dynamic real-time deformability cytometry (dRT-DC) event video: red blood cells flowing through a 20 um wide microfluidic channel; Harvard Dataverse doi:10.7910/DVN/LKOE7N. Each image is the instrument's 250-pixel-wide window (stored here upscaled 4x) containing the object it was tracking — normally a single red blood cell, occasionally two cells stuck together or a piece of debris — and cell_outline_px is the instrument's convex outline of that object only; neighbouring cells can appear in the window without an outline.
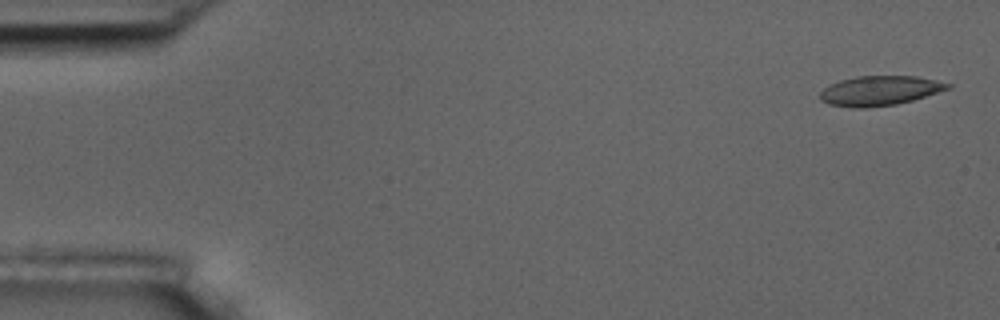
{"species": "common noctule bat (a hibernating species)", "species_latin": "Nyctalus noctula", "temperature_condition": "room temperature", "stored_images_in_passage": 5, "camera_frame_rate_fps": 3000, "um_per_image_px": 0.085, "animal": {"sex": "male", "body_mass_g": 17.5, "forearm_length_mm": 52.3}, "frame": {"image": 1, "passage_image": 1, "time_ms": 0.0, "image_size_px": [1000, 320], "cell_outline_px": [[952, 88], [912, 100], [896, 104], [864, 108], [852, 108], [828, 104], [820, 100], [820, 92], [824, 88], [840, 80], [856, 76], [916, 76], [936, 80], [952, 84]], "centroid_in_image_um": [74.78, 7.71], "position_along_channel_um": 10.2, "area_um2": 22.08}}
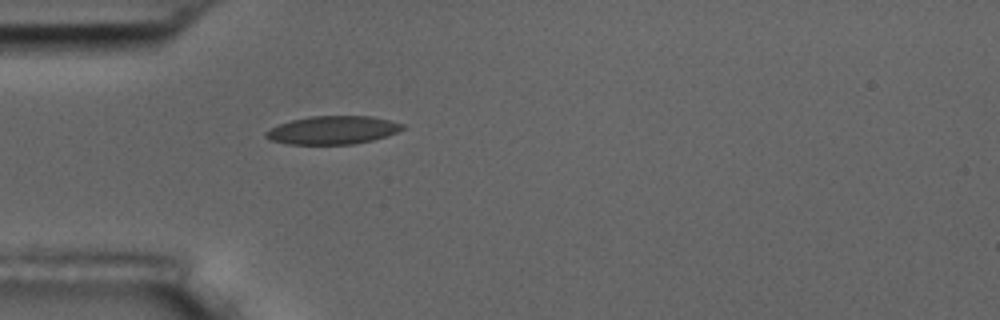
{"frame": {"image": 2, "passage_image": 5, "time_ms": 4.667, "image_size_px": [1000, 320], "cell_outline_px": [[404, 128], [396, 132], [372, 140], [352, 144], [288, 144], [272, 140], [264, 136], [264, 132], [280, 124], [292, 120], [312, 116], [372, 116], [404, 124]], "centroid_in_image_um": [28.27, 11.05], "position_along_channel_um": 56.7, "area_um2": 22.14}}